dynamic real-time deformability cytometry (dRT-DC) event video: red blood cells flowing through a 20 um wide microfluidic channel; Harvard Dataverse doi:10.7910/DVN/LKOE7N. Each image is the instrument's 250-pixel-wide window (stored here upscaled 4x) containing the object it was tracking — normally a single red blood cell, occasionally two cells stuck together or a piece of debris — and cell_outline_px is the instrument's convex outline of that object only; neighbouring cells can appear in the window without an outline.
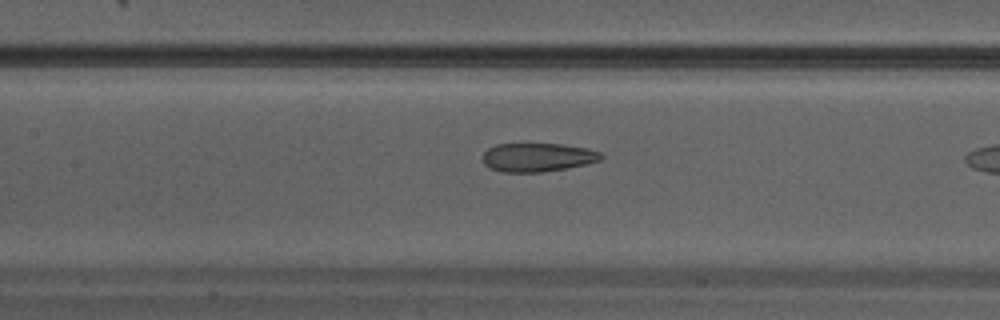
{"species": "Egyptian fruit bat (a non-hibernating species)", "species_latin": "Rousettus aegyptiacus", "temperature_condition": "warm", "stored_images_in_passage": 16, "camera_frame_rate_fps": 3000, "um_per_image_px": 0.085, "animal": {"sex": "male"}, "frame": {"image": 1, "passage_image": 14, "time_ms": 4.333, "image_size_px": [1000, 320], "cell_outline_px": [[604, 156], [600, 160], [584, 164], [544, 172], [500, 172], [488, 168], [484, 164], [480, 156], [488, 148], [496, 144], [564, 144], [588, 148], [600, 152]], "centroid_in_image_um": [45.64, 13.37], "position_along_channel_um": 161.8, "area_um2": 19.94}}